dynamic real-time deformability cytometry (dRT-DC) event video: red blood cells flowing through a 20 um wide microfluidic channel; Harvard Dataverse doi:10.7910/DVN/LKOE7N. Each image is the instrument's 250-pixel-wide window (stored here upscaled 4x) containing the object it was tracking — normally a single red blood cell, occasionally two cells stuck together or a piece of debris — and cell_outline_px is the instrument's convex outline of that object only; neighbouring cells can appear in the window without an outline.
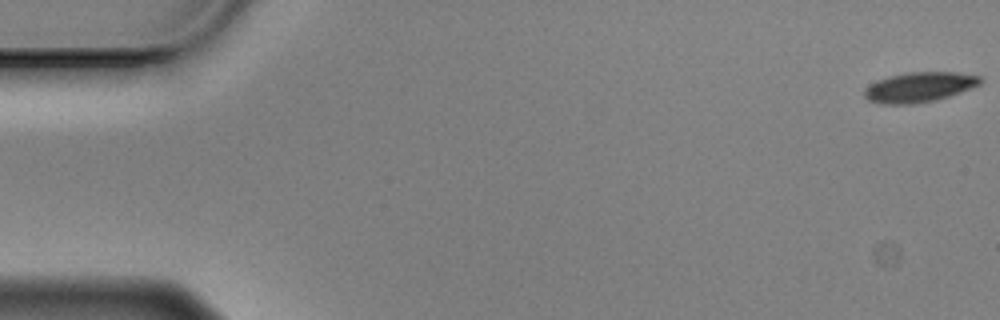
{"species": "Egyptian fruit bat (a non-hibernating species)", "species_latin": "Rousettus aegyptiacus", "temperature_condition": "cold", "stored_images_in_passage": 56, "camera_frame_rate_fps": 3000, "um_per_image_px": 0.085, "animal": {"sex": "male"}, "frame": {"image": 1, "passage_image": 1, "time_ms": 0.0, "image_size_px": [1000, 320], "cell_outline_px": [[980, 80], [976, 84], [940, 96], [924, 100], [872, 100], [868, 96], [868, 88], [884, 80], [896, 76], [928, 72], [940, 72], [976, 76]], "centroid_in_image_um": [78.22, 7.32], "position_along_channel_um": 6.8, "area_um2": 16.18}}
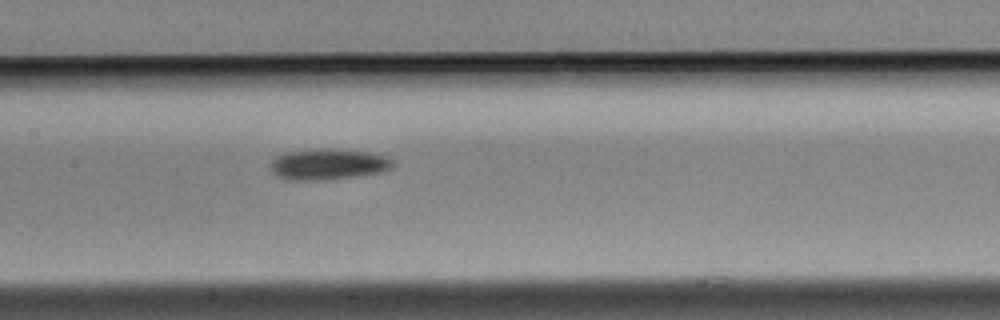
{"frame": {"image": 2, "passage_image": 28, "time_ms": 9.0, "image_size_px": [1000, 320], "cell_outline_px": [[392, 164], [384, 168], [368, 172], [340, 176], [284, 176], [276, 172], [276, 160], [284, 156], [300, 152], [352, 152], [376, 156], [388, 160]], "centroid_in_image_um": [27.93, 13.94], "position_along_channel_um": 179.5, "area_um2": 16.59}}
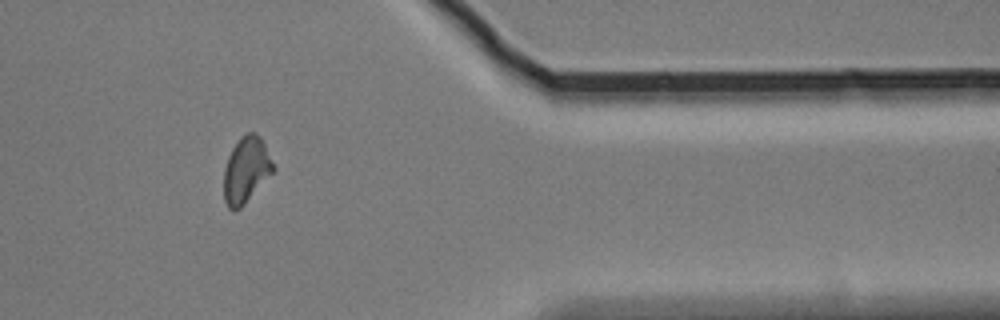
{"frame": {"image": 3, "passage_image": 48, "time_ms": 15.667, "image_size_px": [1000, 320], "cell_outline_px": [[272, 172], [236, 208], [228, 208], [224, 200], [224, 172], [228, 160], [236, 144], [248, 132], [252, 132], [260, 140], [272, 164]], "centroid_in_image_um": [20.86, 14.44], "position_along_channel_um": 390.5, "area_um2": 16.94}}